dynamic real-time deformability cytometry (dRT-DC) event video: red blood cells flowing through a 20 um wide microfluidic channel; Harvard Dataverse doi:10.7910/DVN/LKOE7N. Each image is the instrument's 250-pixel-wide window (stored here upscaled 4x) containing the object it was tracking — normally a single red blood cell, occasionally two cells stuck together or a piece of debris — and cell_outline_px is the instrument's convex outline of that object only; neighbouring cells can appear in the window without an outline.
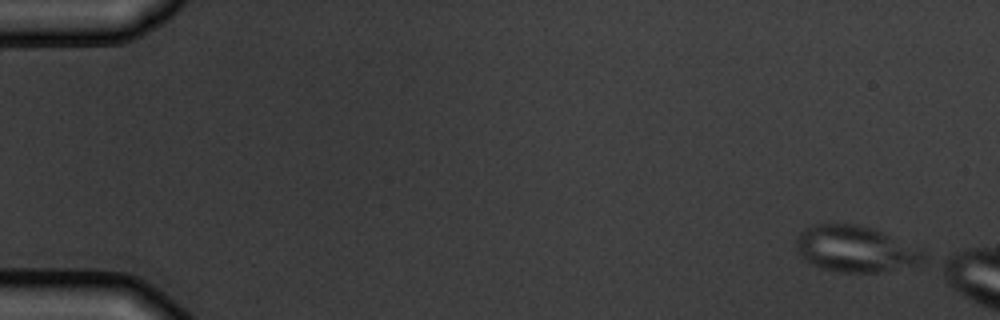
{"species": "common noctule bat (a hibernating species)", "species_latin": "Nyctalus noctula", "temperature_condition": "warm", "stored_images_in_passage": 3, "camera_frame_rate_fps": 3000, "um_per_image_px": 0.085, "animal": {"sex": "male", "body_mass_g": 19.5, "forearm_length_mm": 54.6}, "frame": {"image": 1, "passage_image": 1, "time_ms": 0.0, "image_size_px": [1000, 320], "cell_outline_px": [[924, 256], [920, 264], [880, 272], [840, 272], [824, 268], [812, 264], [800, 256], [796, 248], [796, 240], [800, 232], [816, 224], [856, 224], [872, 228], [916, 248], [924, 252]], "centroid_in_image_um": [72.66, 21.17], "position_along_channel_um": 12.3, "area_um2": 33.52}}